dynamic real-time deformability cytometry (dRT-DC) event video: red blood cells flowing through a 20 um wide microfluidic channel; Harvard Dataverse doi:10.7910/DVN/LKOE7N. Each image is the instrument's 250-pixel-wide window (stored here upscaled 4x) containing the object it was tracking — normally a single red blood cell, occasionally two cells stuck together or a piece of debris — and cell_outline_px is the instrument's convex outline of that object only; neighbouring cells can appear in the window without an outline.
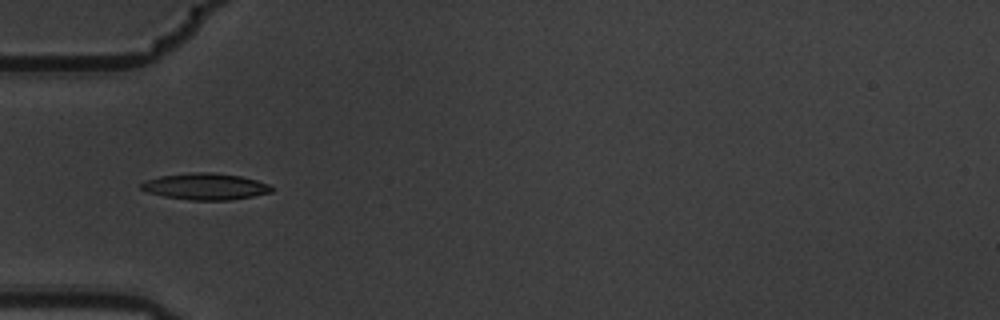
{"species": "common noctule bat (a hibernating species)", "species_latin": "Nyctalus noctula", "temperature_condition": "warm", "stored_images_in_passage": 10, "camera_frame_rate_fps": 3000, "um_per_image_px": 0.085, "animal": {"sex": "male", "body_mass_g": 19.5, "forearm_length_mm": 54.6}, "frame": {"image": 1, "passage_image": 5, "time_ms": 1.333, "image_size_px": [1000, 320], "cell_outline_px": [[272, 192], [232, 200], [188, 200], [164, 196], [148, 192], [140, 188], [140, 184], [144, 180], [160, 176], [188, 172], [212, 172], [240, 176], [256, 180], [268, 184], [272, 188]], "centroid_in_image_um": [17.42, 15.84], "position_along_channel_um": 67.6, "area_um2": 20.17}}
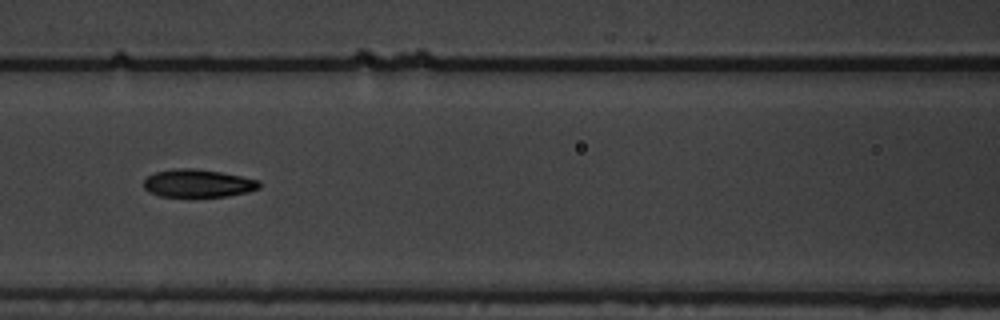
{"frame": {"image": 2, "passage_image": 7, "time_ms": 2.0, "image_size_px": [1000, 320], "cell_outline_px": [[260, 188], [248, 192], [228, 196], [160, 196], [148, 192], [144, 188], [144, 180], [148, 176], [156, 172], [176, 168], [192, 168], [220, 172], [260, 180]], "centroid_in_image_um": [16.83, 15.58], "position_along_channel_um": 149.8, "area_um2": 18.67}}
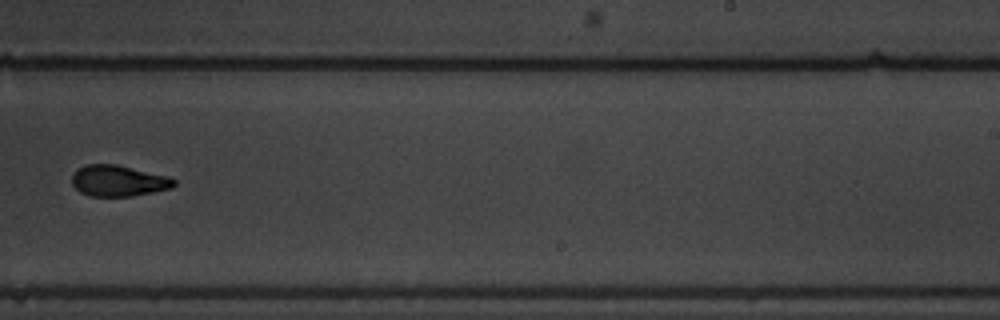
{"frame": {"image": 3, "passage_image": 10, "time_ms": 3.0, "image_size_px": [1000, 320], "cell_outline_px": [[176, 184], [172, 188], [132, 196], [88, 196], [80, 192], [72, 184], [72, 176], [76, 168], [84, 164], [116, 164], [168, 176], [176, 180]], "centroid_in_image_um": [10.04, 15.36], "position_along_channel_um": 279.0, "area_um2": 18.61}}